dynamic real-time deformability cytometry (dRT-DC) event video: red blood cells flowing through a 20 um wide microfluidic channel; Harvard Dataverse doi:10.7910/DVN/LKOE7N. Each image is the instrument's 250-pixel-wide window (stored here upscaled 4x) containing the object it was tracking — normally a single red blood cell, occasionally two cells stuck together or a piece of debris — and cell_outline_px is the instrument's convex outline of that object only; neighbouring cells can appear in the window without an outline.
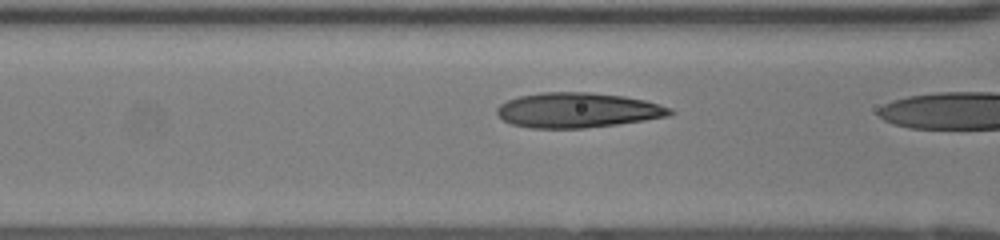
{"species": "human", "species_latin": "Homo sapiens", "temperature_condition": "room temperature", "stored_images_in_passage": 5, "camera_frame_rate_fps": 3000, "um_per_image_px": 0.085, "donor": {"sex": "female"}, "frame": {"image": 1, "passage_image": 3, "time_ms": 0.667, "image_size_px": [1000, 240], "cell_outline_px": [[676, 112], [668, 116], [644, 120], [616, 124], [584, 128], [532, 128], [512, 124], [504, 120], [496, 112], [496, 108], [500, 104], [508, 100], [520, 96], [544, 92], [588, 92], [624, 96], [644, 100], [660, 104], [672, 108]], "centroid_in_image_um": [49.12, 9.36], "position_along_channel_um": 117.5, "area_um2": 35.14}}